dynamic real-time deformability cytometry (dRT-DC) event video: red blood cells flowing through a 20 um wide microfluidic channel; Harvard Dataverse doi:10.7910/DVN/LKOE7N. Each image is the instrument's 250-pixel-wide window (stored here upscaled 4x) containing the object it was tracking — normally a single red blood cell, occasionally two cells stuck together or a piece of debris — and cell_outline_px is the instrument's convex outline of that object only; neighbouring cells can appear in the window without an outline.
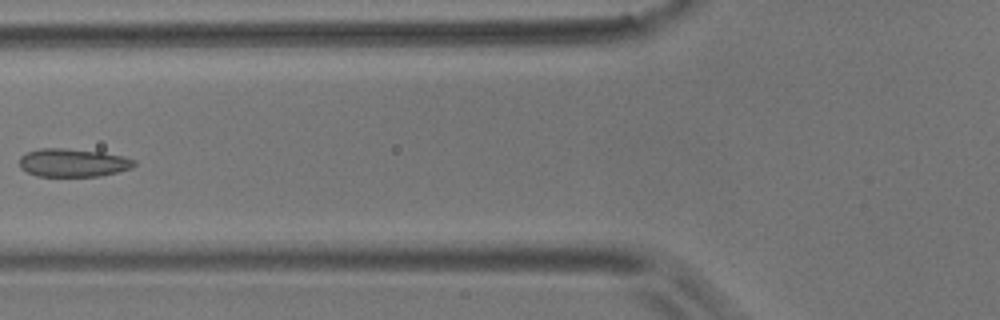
{"species": "common noctule bat (a hibernating species)", "species_latin": "Nyctalus noctula", "temperature_condition": "room temperature", "stored_images_in_passage": 2, "camera_frame_rate_fps": 3000, "um_per_image_px": 0.085, "animal": {"sex": "male", "body_mass_g": 17.9}, "frame": {"image": 1, "passage_image": 2, "time_ms": 0.333, "image_size_px": [1000, 320], "cell_outline_px": [[136, 164], [132, 168], [100, 176], [36, 176], [20, 168], [20, 156], [28, 152], [40, 148], [64, 148], [104, 152], [124, 156], [136, 160]], "centroid_in_image_um": [6.23, 13.82], "position_along_channel_um": 119.6, "area_um2": 18.96}}